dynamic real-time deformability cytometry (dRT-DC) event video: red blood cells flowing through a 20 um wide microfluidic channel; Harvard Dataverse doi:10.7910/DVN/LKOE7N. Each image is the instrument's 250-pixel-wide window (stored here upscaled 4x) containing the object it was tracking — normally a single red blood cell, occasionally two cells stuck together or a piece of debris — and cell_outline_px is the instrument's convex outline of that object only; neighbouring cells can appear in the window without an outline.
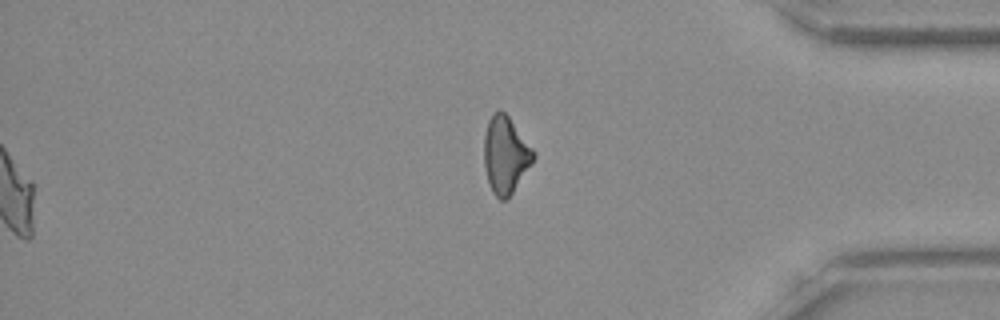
{"species": "Egyptian fruit bat (a non-hibernating species)", "species_latin": "Rousettus aegyptiacus", "temperature_condition": "room temperature", "stored_images_in_passage": 37, "segment_of_instrument_passage": [2, 2], "camera_frame_rate_fps": 3000, "um_per_image_px": 0.085, "frame": {"image": 1, "passage_image": 37, "time_ms": 12.0, "image_size_px": [1000, 320], "cell_outline_px": [[536, 156], [532, 164], [508, 200], [500, 200], [492, 192], [488, 184], [484, 168], [484, 132], [488, 120], [492, 112], [500, 108], [508, 116], [536, 152]], "centroid_in_image_um": [42.96, 13.18], "position_along_channel_um": 392.2, "area_um2": 22.66}}